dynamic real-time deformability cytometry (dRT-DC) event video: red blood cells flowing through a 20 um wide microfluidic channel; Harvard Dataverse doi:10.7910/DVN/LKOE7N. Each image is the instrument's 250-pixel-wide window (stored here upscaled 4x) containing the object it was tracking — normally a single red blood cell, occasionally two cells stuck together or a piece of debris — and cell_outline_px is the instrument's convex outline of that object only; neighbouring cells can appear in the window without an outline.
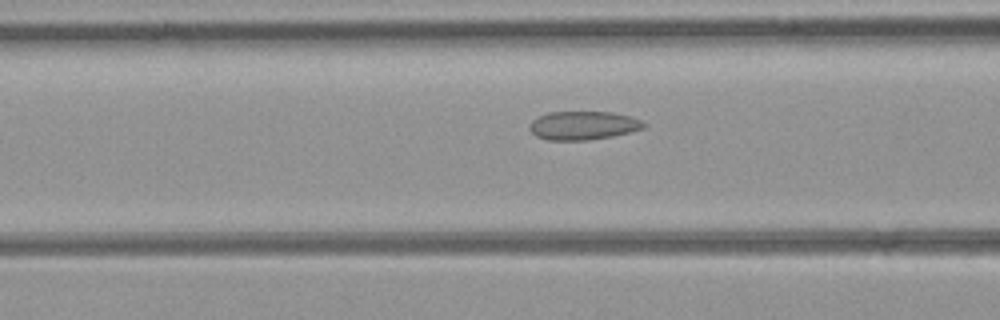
{"species": "common noctule bat (a hibernating species)", "species_latin": "Nyctalus noctula", "temperature_condition": "room temperature", "stored_images_in_passage": 7, "camera_frame_rate_fps": 3000, "um_per_image_px": 0.085, "animal": {"sex": "female", "body_mass_g": 21.9}, "frame": {"image": 1, "passage_image": 5, "time_ms": 1.333, "image_size_px": [1000, 320], "cell_outline_px": [[648, 124], [644, 128], [612, 136], [588, 140], [548, 140], [536, 136], [528, 128], [532, 120], [548, 112], [612, 112], [628, 116], [640, 120]], "centroid_in_image_um": [49.55, 10.66], "position_along_channel_um": 117.0, "area_um2": 18.9}}